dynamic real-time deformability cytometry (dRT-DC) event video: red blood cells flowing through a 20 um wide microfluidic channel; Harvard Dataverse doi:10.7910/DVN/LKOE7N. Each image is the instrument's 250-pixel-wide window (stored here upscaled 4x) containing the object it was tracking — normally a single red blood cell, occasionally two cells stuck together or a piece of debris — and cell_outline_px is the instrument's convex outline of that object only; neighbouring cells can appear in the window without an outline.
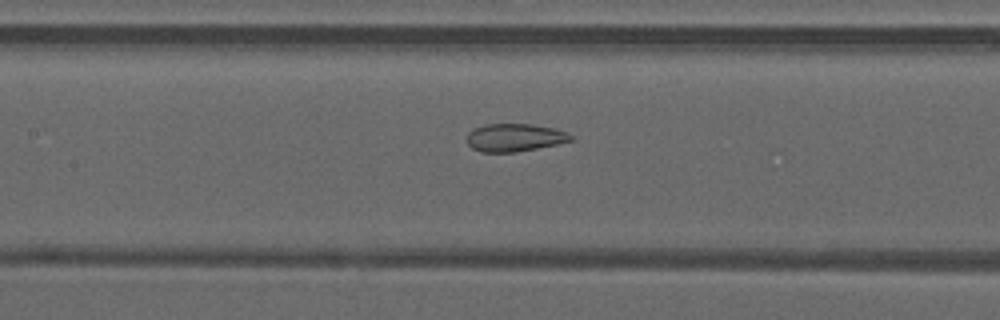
{"species": "common noctule bat (a hibernating species)", "species_latin": "Nyctalus noctula", "temperature_condition": "warm", "stored_images_in_passage": 49, "camera_frame_rate_fps": 3000, "um_per_image_px": 0.085, "animal": {"sex": "male", "forearm_length_mm": 52.5}, "frame": {"image": 1, "passage_image": 23, "time_ms": 7.333, "image_size_px": [1000, 320], "cell_outline_px": [[576, 140], [516, 152], [480, 152], [472, 148], [468, 144], [468, 132], [472, 128], [488, 124], [532, 124], [556, 128], [568, 132], [576, 136]], "centroid_in_image_um": [43.8, 11.68], "position_along_channel_um": 163.6, "area_um2": 17.11}}
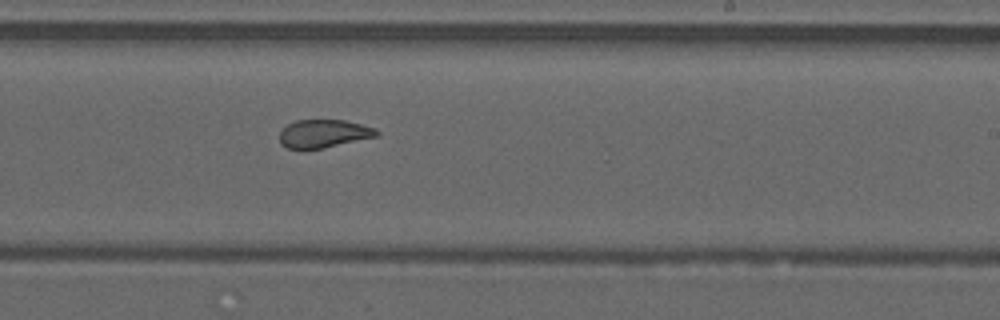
{"frame": {"image": 2, "passage_image": 30, "time_ms": 9.667, "image_size_px": [1000, 320], "cell_outline_px": [[380, 132], [376, 136], [324, 148], [288, 148], [280, 144], [280, 132], [288, 124], [296, 120], [344, 120], [376, 128]], "centroid_in_image_um": [27.51, 11.35], "position_along_channel_um": 261.5, "area_um2": 15.66}}
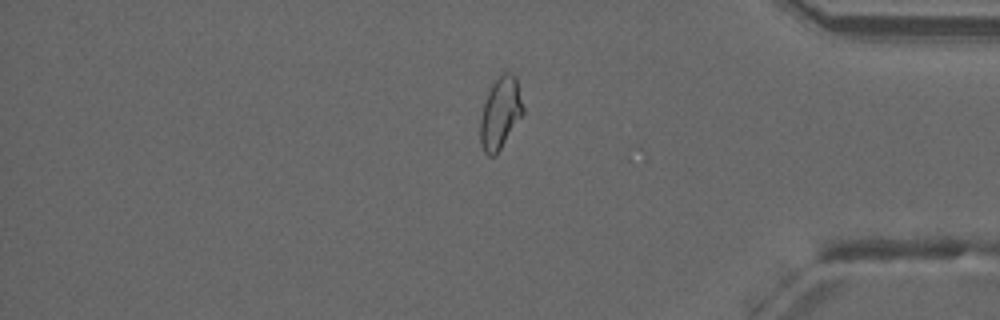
{"frame": {"image": 3, "passage_image": 41, "time_ms": 13.333, "image_size_px": [1000, 320], "cell_outline_px": [[524, 112], [500, 148], [492, 156], [488, 156], [484, 152], [480, 144], [480, 120], [484, 104], [488, 92], [492, 84], [504, 72], [512, 72], [516, 76], [524, 108]], "centroid_in_image_um": [42.53, 9.58], "position_along_channel_um": 392.7, "area_um2": 17.57}, "authors_computed_cell_mechanics": {"area_um2": 19.9988, "velocity_mm_per_s": 4.2221, "shape_relaxation_time_tau1_ms": null, "shape_relaxation_time_tau2_ms": 0.9456, "deformation_change_tau1": null, "deformation_change_tau2": 0.0814}}